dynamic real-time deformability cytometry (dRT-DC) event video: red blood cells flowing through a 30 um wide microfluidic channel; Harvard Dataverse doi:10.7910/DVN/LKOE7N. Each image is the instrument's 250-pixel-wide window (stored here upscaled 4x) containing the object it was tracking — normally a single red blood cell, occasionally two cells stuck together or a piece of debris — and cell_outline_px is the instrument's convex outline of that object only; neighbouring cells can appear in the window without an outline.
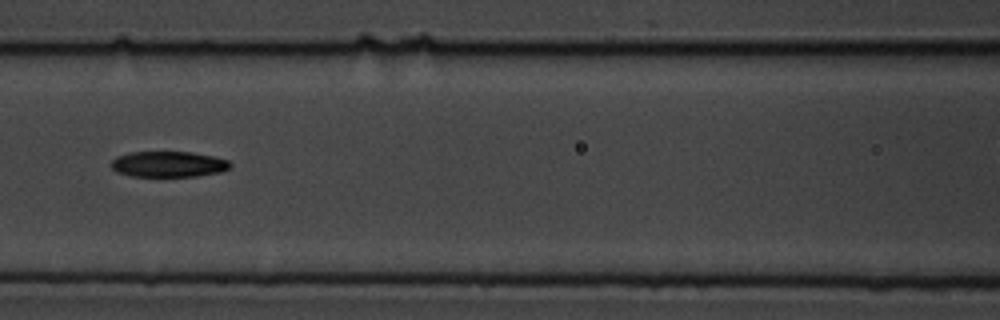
{"species": "common noctule bat (a hibernating species)", "species_latin": "Nyctalus noctula", "temperature_condition": "cold", "stored_images_in_passage": 13, "camera_frame_rate_fps": 3000, "um_per_image_px": 0.085, "animal": {"sex": "male", "body_mass_g": 19.5, "forearm_length_mm": 54.6}, "frame": {"image": 1, "passage_image": 6, "time_ms": 6.667, "image_size_px": [1000, 320], "cell_outline_px": [[232, 168], [220, 172], [196, 176], [132, 176], [116, 172], [112, 168], [112, 160], [116, 156], [128, 152], [192, 152], [212, 156], [228, 160], [232, 164]], "centroid_in_image_um": [14.33, 13.95], "position_along_channel_um": 152.3, "area_um2": 17.92}}
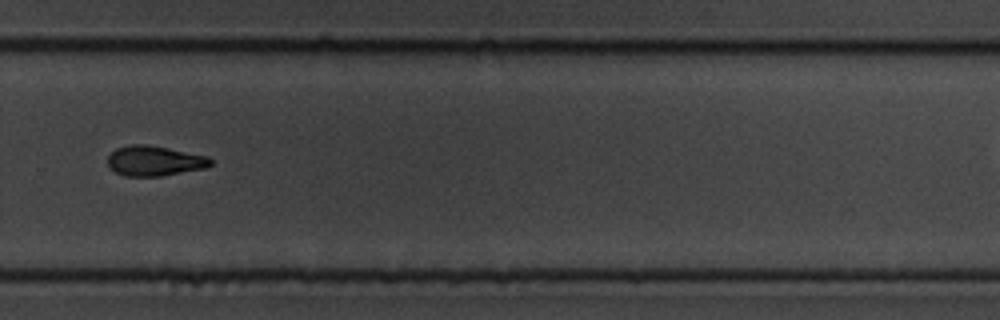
{"frame": {"image": 2, "passage_image": 10, "time_ms": 11.333, "image_size_px": [1000, 320], "cell_outline_px": [[212, 164], [204, 168], [160, 176], [124, 176], [108, 168], [108, 156], [116, 148], [132, 144], [148, 144], [208, 156], [212, 160]], "centroid_in_image_um": [13.1, 13.67], "position_along_channel_um": 316.7, "area_um2": 18.03}}
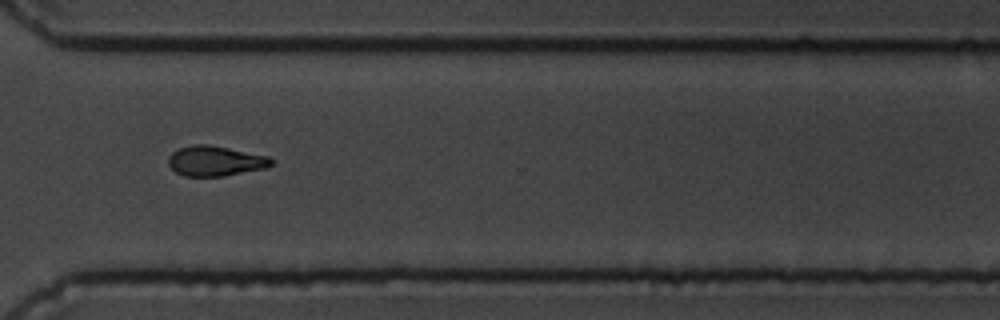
{"frame": {"image": 3, "passage_image": 11, "time_ms": 12.333, "image_size_px": [1000, 320], "cell_outline_px": [[272, 164], [268, 168], [224, 176], [184, 176], [176, 172], [168, 164], [168, 156], [172, 152], [180, 148], [192, 144], [208, 144], [268, 156], [272, 160]], "centroid_in_image_um": [18.29, 13.68], "position_along_channel_um": 352.3, "area_um2": 18.09}}